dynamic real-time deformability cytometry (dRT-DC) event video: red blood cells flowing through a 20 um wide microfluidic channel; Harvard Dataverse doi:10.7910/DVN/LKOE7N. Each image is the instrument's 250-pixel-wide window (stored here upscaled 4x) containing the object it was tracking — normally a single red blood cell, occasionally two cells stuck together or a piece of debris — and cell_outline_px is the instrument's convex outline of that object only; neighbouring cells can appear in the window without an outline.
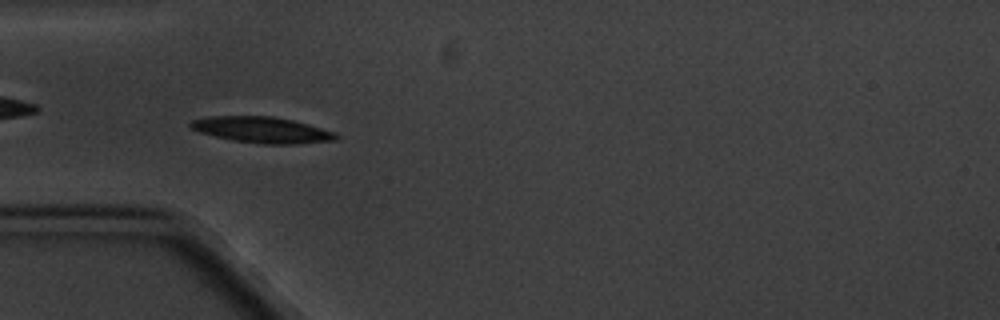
{"species": "common noctule bat (a hibernating species)", "species_latin": "Nyctalus noctula", "temperature_condition": "cold", "stored_images_in_passage": 5, "camera_frame_rate_fps": 3000, "um_per_image_px": 0.085, "animal": {"sex": "male", "body_mass_g": 20.1, "forearm_length_mm": 53.5}, "frame": {"image": 1, "passage_image": 4, "time_ms": 3.333, "image_size_px": [1000, 320], "cell_outline_px": [[340, 136], [336, 140], [296, 144], [264, 144], [232, 140], [200, 132], [192, 128], [188, 124], [192, 120], [208, 116], [272, 116], [292, 120], [308, 124], [336, 132]], "centroid_in_image_um": [22.3, 11.04], "position_along_channel_um": 62.7, "area_um2": 22.02}}